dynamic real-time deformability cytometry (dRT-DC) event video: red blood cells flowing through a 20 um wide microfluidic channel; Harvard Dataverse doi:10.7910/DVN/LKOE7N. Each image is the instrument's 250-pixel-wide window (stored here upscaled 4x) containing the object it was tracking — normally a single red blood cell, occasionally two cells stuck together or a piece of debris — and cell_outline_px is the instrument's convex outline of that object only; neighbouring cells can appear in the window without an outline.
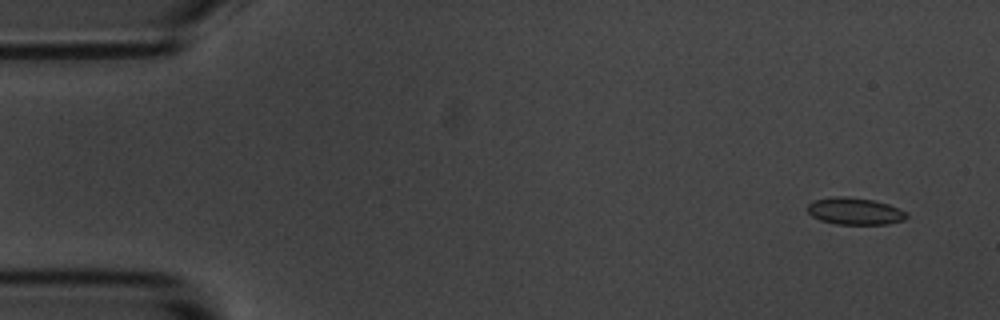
{"species": "common noctule bat (a hibernating species)", "species_latin": "Nyctalus noctula", "temperature_condition": "room temperature", "stored_images_in_passage": 5, "camera_frame_rate_fps": 3000, "um_per_image_px": 0.085, "animal": {"sex": "male", "body_mass_g": 20.1, "forearm_length_mm": 53.5}, "frame": {"image": 1, "passage_image": 1, "time_ms": 0.0, "image_size_px": [1000, 320], "cell_outline_px": [[908, 216], [904, 220], [888, 224], [836, 224], [820, 220], [812, 216], [808, 212], [808, 204], [812, 200], [832, 196], [848, 196], [872, 200], [888, 204], [908, 212]], "centroid_in_image_um": [72.65, 17.94], "position_along_channel_um": 12.3, "area_um2": 15.72}}
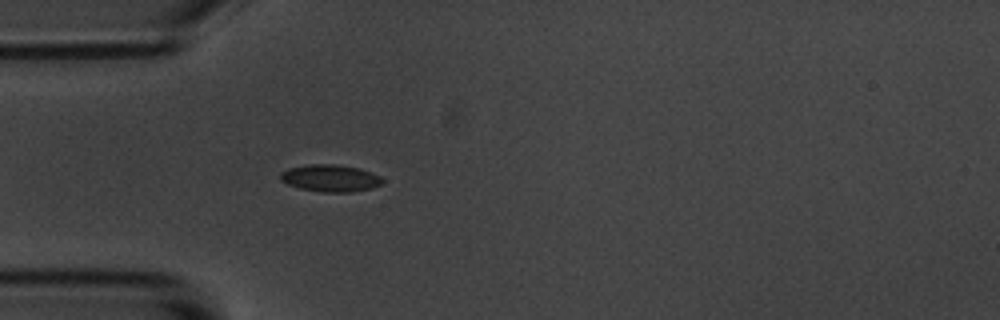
{"frame": {"image": 2, "passage_image": 5, "time_ms": 4.333, "image_size_px": [1000, 320], "cell_outline_px": [[384, 180], [380, 184], [372, 188], [352, 192], [320, 192], [300, 188], [288, 184], [280, 180], [280, 172], [288, 168], [308, 164], [336, 164], [360, 168], [372, 172], [380, 176]], "centroid_in_image_um": [28.08, 15.14], "position_along_channel_um": 56.9, "area_um2": 16.24}}